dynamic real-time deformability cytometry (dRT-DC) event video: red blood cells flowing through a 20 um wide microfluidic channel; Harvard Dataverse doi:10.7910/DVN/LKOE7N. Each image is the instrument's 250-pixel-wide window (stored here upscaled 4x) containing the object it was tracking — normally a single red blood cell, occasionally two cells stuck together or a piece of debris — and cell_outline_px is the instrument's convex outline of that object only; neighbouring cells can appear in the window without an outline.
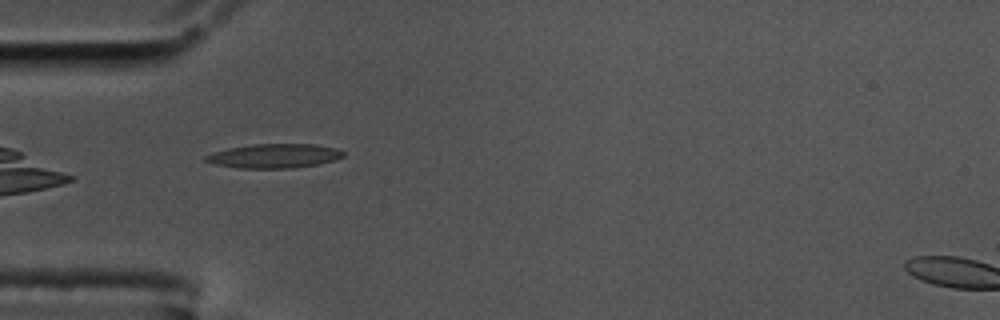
{"species": "common noctule bat (a hibernating species)", "species_latin": "Nyctalus noctula", "temperature_condition": "cold", "stored_images_in_passage": 42, "segment_of_instrument_passage": [1, 2], "camera_frame_rate_fps": 3000, "um_per_image_px": 0.085, "animal": {"sex": "male", "body_mass_g": 17.5, "forearm_length_mm": 52.3}, "frame": {"image": 1, "passage_image": 1, "time_ms": 0.0, "image_size_px": [1000, 320], "cell_outline_px": [[344, 156], [336, 160], [320, 164], [292, 168], [236, 168], [212, 164], [204, 160], [204, 156], [212, 152], [228, 148], [252, 144], [316, 144], [336, 148], [344, 152]], "centroid_in_image_um": [23.29, 13.25], "position_along_channel_um": 61.7, "area_um2": 19.65}}
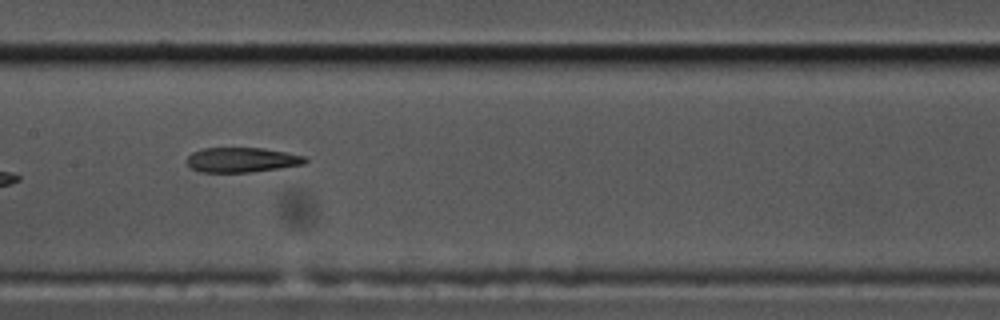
{"frame": {"image": 2, "passage_image": 12, "time_ms": 3.667, "image_size_px": [1000, 320], "cell_outline_px": [[308, 160], [304, 164], [280, 168], [252, 172], [200, 172], [192, 168], [188, 164], [188, 156], [192, 152], [204, 148], [264, 148], [304, 156]], "centroid_in_image_um": [20.56, 13.59], "position_along_channel_um": 186.8, "area_um2": 16.99}}
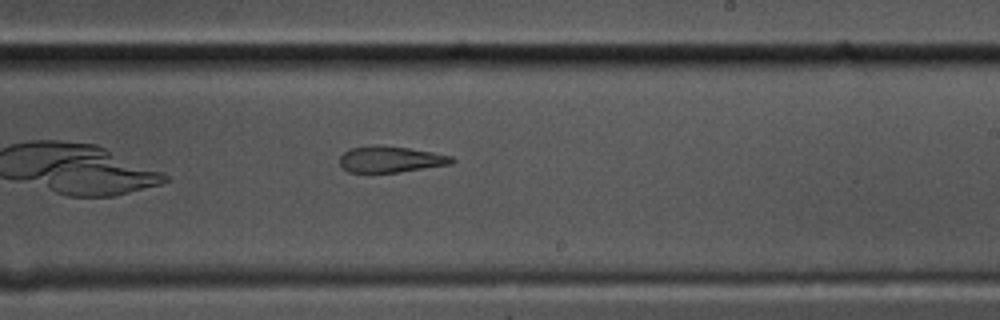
{"frame": {"image": 3, "passage_image": 18, "time_ms": 5.667, "image_size_px": [1000, 320], "cell_outline_px": [[456, 160], [452, 164], [400, 172], [348, 172], [340, 164], [340, 156], [344, 152], [352, 148], [368, 144], [380, 144], [408, 148], [432, 152], [452, 156]], "centroid_in_image_um": [33.2, 13.52], "position_along_channel_um": 255.8, "area_um2": 17.28}}